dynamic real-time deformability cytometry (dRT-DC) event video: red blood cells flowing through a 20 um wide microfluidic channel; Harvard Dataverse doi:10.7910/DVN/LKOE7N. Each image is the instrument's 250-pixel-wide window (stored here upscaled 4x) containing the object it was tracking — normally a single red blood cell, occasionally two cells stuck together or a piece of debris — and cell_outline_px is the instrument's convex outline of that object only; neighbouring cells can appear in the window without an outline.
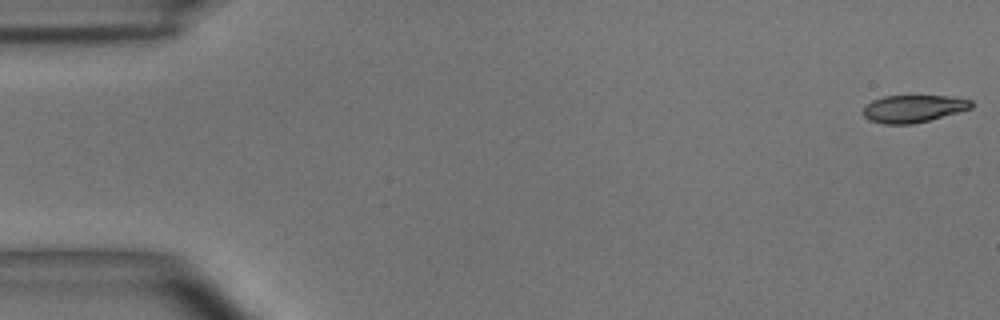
{"species": "common noctule bat (a hibernating species)", "species_latin": "Nyctalus noctula", "temperature_condition": "room temperature", "stored_images_in_passage": 55, "camera_frame_rate_fps": 3000, "um_per_image_px": 0.085, "animal": {"sex": "male", "body_mass_g": 15.6}, "frame": {"image": 1, "passage_image": 1, "time_ms": 0.0, "image_size_px": [1000, 320], "cell_outline_px": [[972, 108], [928, 120], [912, 124], [884, 124], [868, 120], [860, 112], [872, 100], [884, 96], [948, 96], [972, 100]], "centroid_in_image_um": [77.59, 9.24], "position_along_channel_um": 7.4, "area_um2": 17.17}}
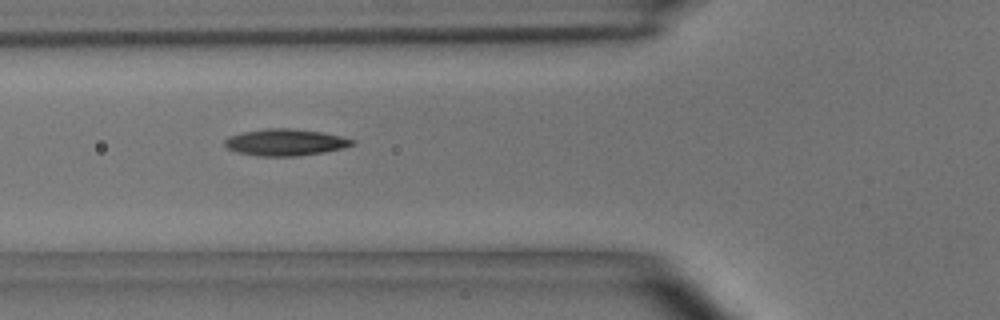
{"frame": {"image": 2, "passage_image": 20, "time_ms": 6.333, "image_size_px": [1000, 320], "cell_outline_px": [[356, 144], [344, 148], [324, 152], [296, 156], [256, 156], [236, 152], [228, 148], [224, 144], [224, 140], [228, 136], [244, 132], [268, 128], [292, 128], [320, 132], [340, 136], [356, 140]], "centroid_in_image_um": [24.26, 12.1], "position_along_channel_um": 101.5, "area_um2": 19.88}}
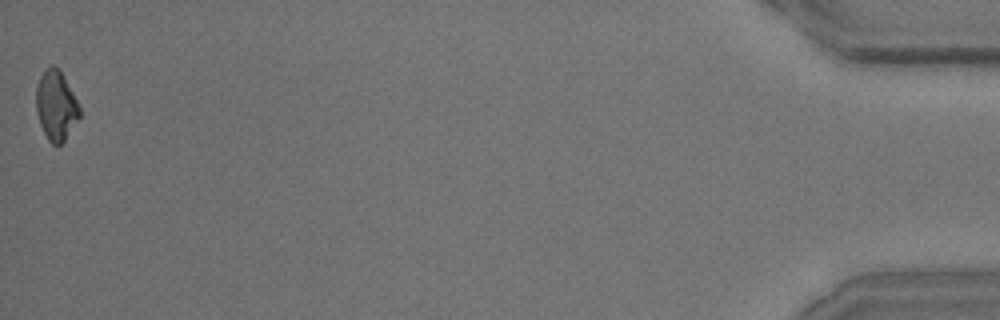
{"frame": {"image": 3, "passage_image": 55, "time_ms": 18.0, "image_size_px": [1000, 320], "cell_outline_px": [[80, 116], [64, 140], [60, 144], [52, 144], [48, 140], [40, 124], [36, 112], [36, 88], [40, 76], [52, 64], [60, 68], [80, 108]], "centroid_in_image_um": [4.75, 8.95], "position_along_channel_um": 430.5, "area_um2": 17.4}, "authors_computed_cell_mechanics": {"area_um2": 18.6116, "velocity_mm_per_s": 3.6177, "shape_relaxation_time_tau1_ms": 4.5081, "shape_relaxation_time_tau2_ms": 4.4365, "deformation_change_tau1": 0.1576, "deformation_change_tau2": 0.1198}}